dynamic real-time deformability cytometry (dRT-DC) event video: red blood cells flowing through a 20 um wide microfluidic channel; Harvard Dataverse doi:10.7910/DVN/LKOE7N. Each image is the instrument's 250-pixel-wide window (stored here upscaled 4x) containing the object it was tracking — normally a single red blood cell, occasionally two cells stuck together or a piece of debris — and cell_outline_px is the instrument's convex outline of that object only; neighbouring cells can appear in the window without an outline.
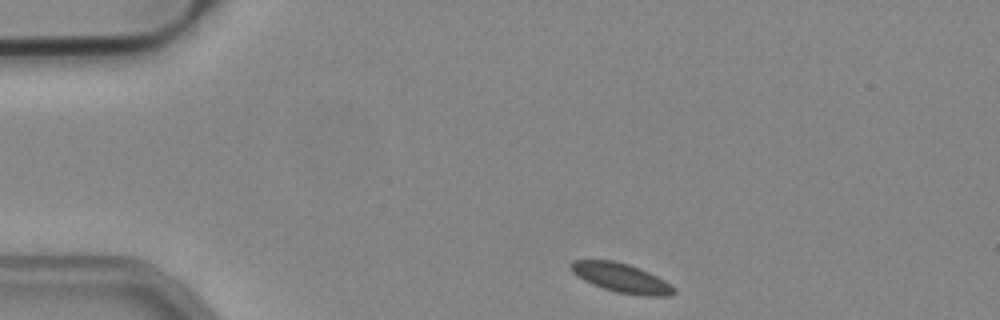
{"species": "common noctule bat (a hibernating species)", "species_latin": "Nyctalus noctula", "temperature_condition": "cold", "stored_images_in_passage": 44, "camera_frame_rate_fps": 3000, "um_per_image_px": 0.085, "animal": {"sex": "male", "body_mass_g": 19.2, "forearm_length_mm": 51.8}, "frame": {"image": 1, "passage_image": 1, "time_ms": 0.0, "image_size_px": [1000, 320], "cell_outline_px": [[676, 292], [668, 296], [640, 296], [616, 292], [592, 284], [584, 280], [572, 272], [568, 268], [568, 264], [572, 260], [612, 260], [628, 264], [640, 268], [664, 280], [676, 288]], "centroid_in_image_um": [52.79, 23.62], "position_along_channel_um": 32.2, "area_um2": 17.63}}
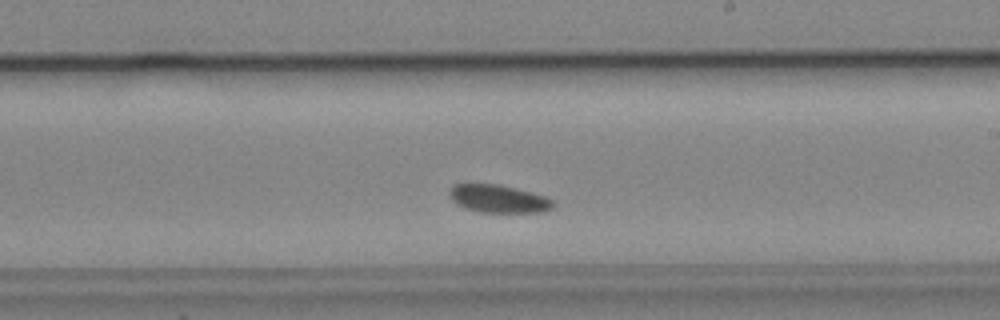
{"frame": {"image": 2, "passage_image": 22, "time_ms": 7.0, "image_size_px": [1000, 320], "cell_outline_px": [[556, 204], [552, 208], [544, 212], [480, 212], [464, 208], [456, 204], [452, 200], [448, 192], [452, 184], [496, 184], [516, 188], [532, 192], [544, 196], [552, 200]], "centroid_in_image_um": [42.36, 16.9], "position_along_channel_um": 246.6, "area_um2": 16.94}}
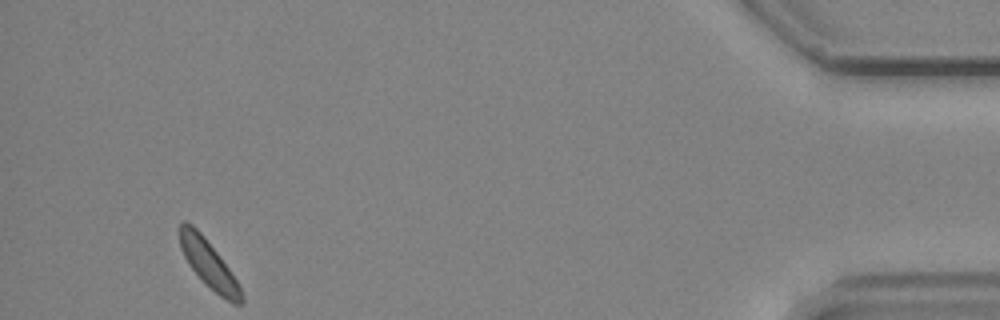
{"frame": {"image": 3, "passage_image": 41, "time_ms": 13.333, "image_size_px": [1000, 320], "cell_outline_px": [[244, 304], [232, 304], [220, 296], [188, 264], [180, 248], [180, 224], [184, 220], [192, 224], [204, 236], [228, 268], [236, 280], [244, 296]], "centroid_in_image_um": [17.75, 22.44], "position_along_channel_um": 417.5, "area_um2": 16.53}}